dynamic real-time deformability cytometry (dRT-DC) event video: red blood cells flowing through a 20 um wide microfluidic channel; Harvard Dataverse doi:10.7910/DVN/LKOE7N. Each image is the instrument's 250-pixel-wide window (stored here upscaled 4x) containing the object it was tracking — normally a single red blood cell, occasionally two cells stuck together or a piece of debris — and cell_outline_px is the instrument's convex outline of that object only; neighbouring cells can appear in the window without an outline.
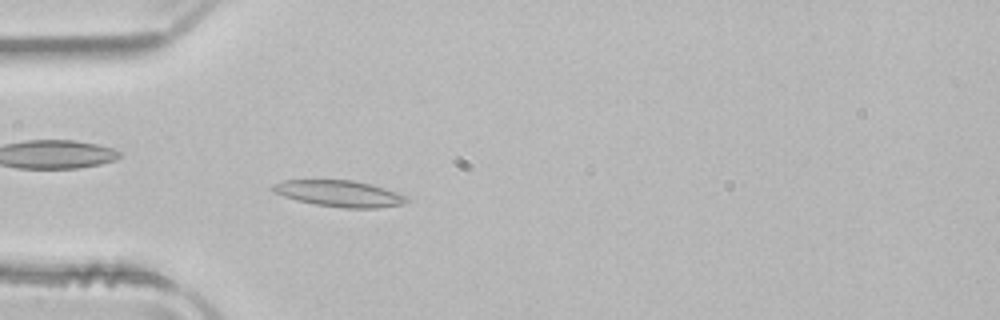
{"species": "common noctule bat (a hibernating species)", "species_latin": "Nyctalus noctula", "temperature_condition": "room temperature", "stored_images_in_passage": 50, "camera_frame_rate_fps": 3000, "um_per_image_px": 0.085, "animal": {"sex": "male", "body_mass_g": 21.5, "forearm_length_mm": 52.0}, "frame": {"image": 1, "passage_image": 14, "time_ms": 4.333, "image_size_px": [1000, 320], "cell_outline_px": [[408, 200], [404, 204], [376, 208], [344, 208], [316, 204], [296, 200], [272, 192], [268, 188], [272, 184], [284, 180], [352, 180], [384, 188], [396, 192], [404, 196]], "centroid_in_image_um": [28.76, 16.45], "position_along_channel_um": 56.2, "area_um2": 20.4}}
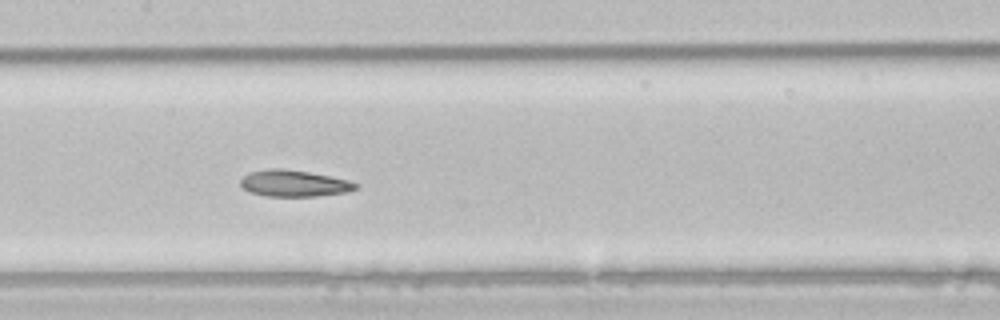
{"frame": {"image": 2, "passage_image": 24, "time_ms": 7.667, "image_size_px": [1000, 320], "cell_outline_px": [[360, 184], [356, 188], [348, 192], [316, 196], [264, 196], [248, 192], [240, 184], [240, 180], [248, 172], [268, 168], [280, 168], [308, 172], [348, 180]], "centroid_in_image_um": [24.96, 15.59], "position_along_channel_um": 182.4, "area_um2": 17.8}}
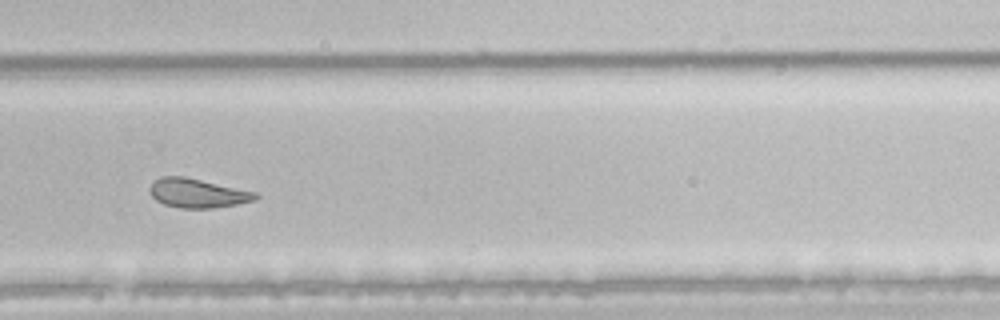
{"frame": {"image": 3, "passage_image": 34, "time_ms": 11.0, "image_size_px": [1000, 320], "cell_outline_px": [[260, 196], [256, 200], [236, 204], [212, 208], [180, 208], [164, 204], [156, 200], [148, 192], [148, 188], [156, 180], [164, 176], [184, 176], [256, 192]], "centroid_in_image_um": [16.79, 16.42], "position_along_channel_um": 313.0, "area_um2": 17.86}, "authors_computed_cell_mechanics": {"area_um2": 20.23, "velocity_mm_per_s": 3.9377, "shape_relaxation_time_tau1_ms": 6.0766, "shape_relaxation_time_tau2_ms": 2.3398, "deformation_change_tau1": 0.1582, "deformation_change_tau2": 0.0921}}